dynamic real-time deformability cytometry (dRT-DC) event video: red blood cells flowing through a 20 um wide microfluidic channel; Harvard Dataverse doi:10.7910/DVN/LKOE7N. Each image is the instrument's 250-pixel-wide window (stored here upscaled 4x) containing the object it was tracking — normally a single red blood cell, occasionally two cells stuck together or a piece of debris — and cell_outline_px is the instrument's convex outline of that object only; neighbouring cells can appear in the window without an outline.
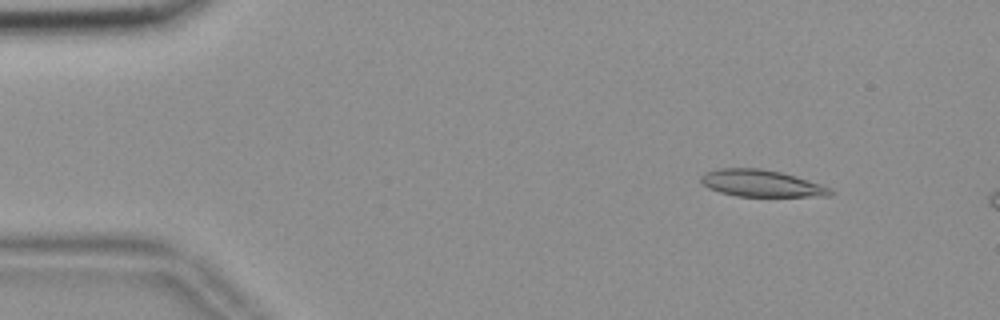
{"species": "common noctule bat (a hibernating species)", "species_latin": "Nyctalus noctula", "temperature_condition": "room temperature", "stored_images_in_passage": 14, "camera_frame_rate_fps": 3000, "um_per_image_px": 0.085, "animal": {"sex": "female", "body_mass_g": 18.4}, "frame": {"image": 1, "passage_image": 7, "time_ms": 2.0, "image_size_px": [1000, 320], "cell_outline_px": [[832, 192], [828, 196], [736, 196], [720, 192], [708, 188], [700, 180], [700, 176], [704, 172], [716, 168], [760, 168], [780, 172], [796, 176], [832, 188]], "centroid_in_image_um": [64.67, 15.57], "position_along_channel_um": 20.3, "area_um2": 20.23}}